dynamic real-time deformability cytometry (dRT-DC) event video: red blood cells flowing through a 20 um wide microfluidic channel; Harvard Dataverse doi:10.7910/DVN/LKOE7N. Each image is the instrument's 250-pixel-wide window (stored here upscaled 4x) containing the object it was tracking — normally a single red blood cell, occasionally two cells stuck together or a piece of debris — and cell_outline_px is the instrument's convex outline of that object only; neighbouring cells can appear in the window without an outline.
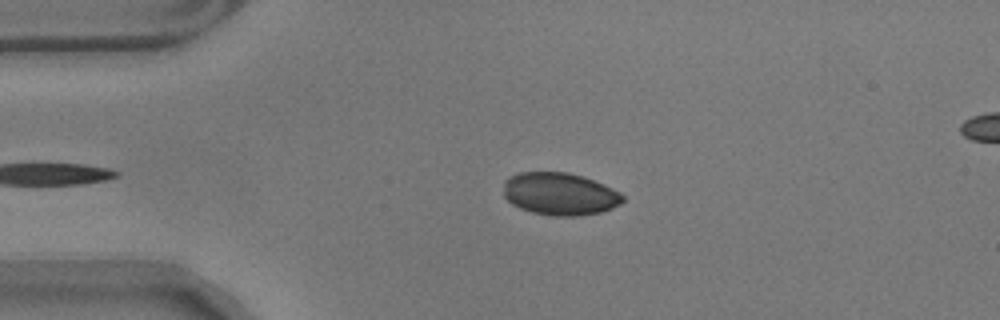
{"species": "common noctule bat (a hibernating species)", "species_latin": "Nyctalus noctula", "temperature_condition": "warm", "stored_images_in_passage": 44, "camera_frame_rate_fps": 3000, "um_per_image_px": 0.085, "animal": {"sex": "male", "body_mass_g": 17.9}, "frame": {"image": 1, "passage_image": 9, "time_ms": 2.667, "image_size_px": [1000, 320], "cell_outline_px": [[624, 200], [620, 204], [612, 208], [600, 212], [576, 216], [552, 216], [532, 212], [520, 208], [512, 204], [504, 196], [504, 180], [508, 176], [520, 172], [568, 172], [592, 180], [612, 188], [620, 192], [624, 196]], "centroid_in_image_um": [47.56, 16.48], "position_along_channel_um": 37.4, "area_um2": 29.54}}
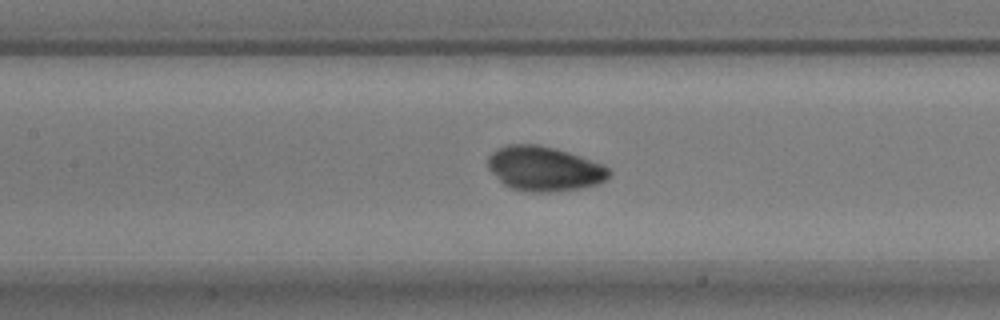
{"frame": {"image": 2, "passage_image": 22, "time_ms": 7.0, "image_size_px": [1000, 320], "cell_outline_px": [[612, 172], [604, 180], [596, 184], [580, 188], [548, 192], [532, 192], [508, 188], [488, 168], [488, 156], [496, 148], [508, 144], [536, 144], [556, 148], [604, 164]], "centroid_in_image_um": [46.24, 14.33], "position_along_channel_um": 161.2, "area_um2": 31.5}}
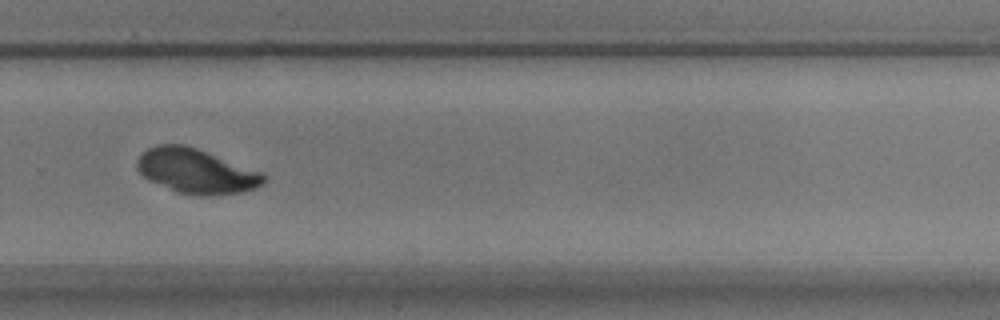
{"frame": {"image": 3, "passage_image": 35, "time_ms": 11.333, "image_size_px": [1000, 320], "cell_outline_px": [[264, 184], [256, 188], [244, 192], [216, 196], [196, 196], [176, 192], [148, 180], [136, 168], [136, 160], [148, 148], [160, 144], [184, 144], [196, 148], [260, 172], [264, 176]], "centroid_in_image_um": [16.65, 14.57], "position_along_channel_um": 313.1, "area_um2": 32.89}}